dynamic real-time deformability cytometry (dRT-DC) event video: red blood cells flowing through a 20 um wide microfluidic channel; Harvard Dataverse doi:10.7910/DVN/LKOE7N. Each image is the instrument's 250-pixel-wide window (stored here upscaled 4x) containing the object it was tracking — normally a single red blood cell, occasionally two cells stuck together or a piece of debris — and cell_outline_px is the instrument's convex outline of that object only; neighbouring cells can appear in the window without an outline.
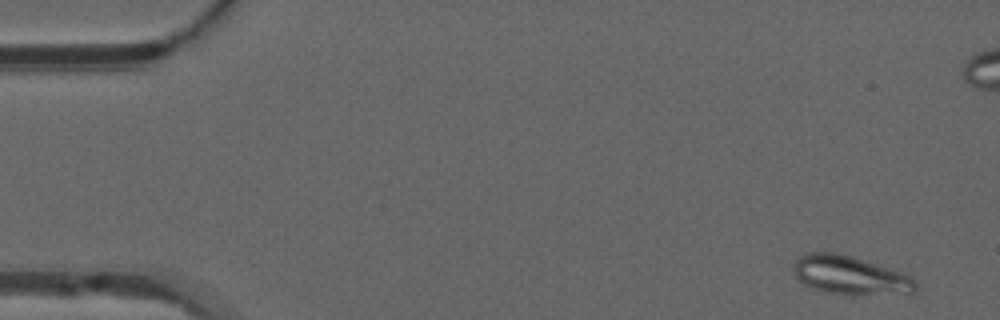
{"species": "common noctule bat (a hibernating species)", "species_latin": "Nyctalus noctula", "temperature_condition": "warm", "stored_images_in_passage": 52, "camera_frame_rate_fps": 3000, "um_per_image_px": 0.085, "animal": {"sex": "male", "forearm_length_mm": 52.5}, "frame": {"image": 1, "passage_image": 3, "time_ms": 0.667, "image_size_px": [1000, 320], "cell_outline_px": [[916, 288], [912, 292], [852, 296], [824, 292], [812, 288], [804, 284], [796, 276], [792, 268], [792, 264], [800, 256], [808, 252], [832, 252], [852, 256], [912, 276], [916, 280]], "centroid_in_image_um": [72.22, 23.41], "position_along_channel_um": 12.8, "area_um2": 27.57}}
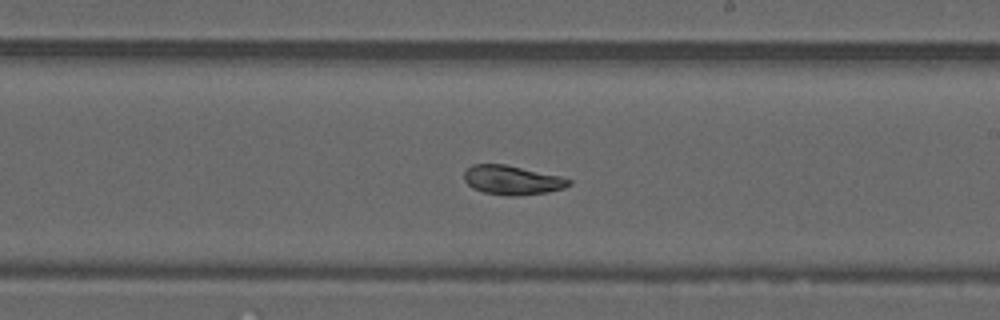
{"frame": {"image": 2, "passage_image": 30, "time_ms": 9.667, "image_size_px": [1000, 320], "cell_outline_px": [[572, 184], [564, 188], [548, 192], [520, 196], [508, 196], [484, 192], [472, 188], [464, 180], [464, 172], [472, 164], [504, 164], [560, 176], [572, 180]], "centroid_in_image_um": [43.54, 15.32], "position_along_channel_um": 245.5, "area_um2": 17.86}}
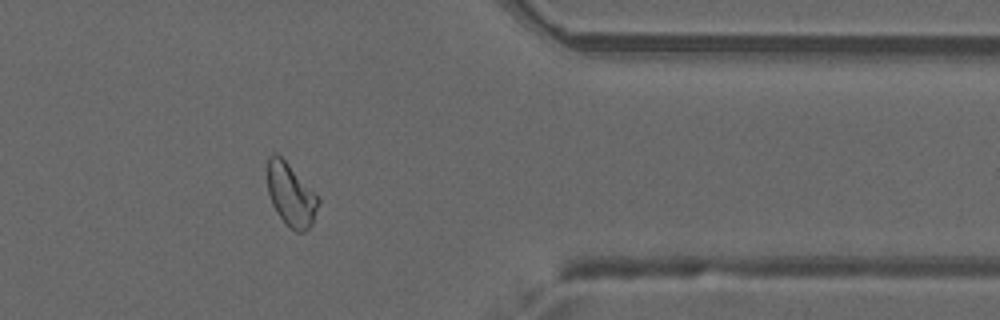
{"frame": {"image": 3, "passage_image": 42, "time_ms": 13.667, "image_size_px": [1000, 320], "cell_outline_px": [[320, 200], [312, 224], [304, 232], [296, 232], [276, 212], [272, 204], [268, 192], [268, 156], [272, 152], [276, 152], [288, 164]], "centroid_in_image_um": [24.7, 16.56], "position_along_channel_um": 386.7, "area_um2": 18.03}, "authors_computed_cell_mechanics": {"area_um2": 19.7387, "velocity_mm_per_s": 3.964, "shape_relaxation_time_tau1_ms": null, "shape_relaxation_time_tau2_ms": 3.0432, "deformation_change_tau1": null, "deformation_change_tau2": 0.0829}}